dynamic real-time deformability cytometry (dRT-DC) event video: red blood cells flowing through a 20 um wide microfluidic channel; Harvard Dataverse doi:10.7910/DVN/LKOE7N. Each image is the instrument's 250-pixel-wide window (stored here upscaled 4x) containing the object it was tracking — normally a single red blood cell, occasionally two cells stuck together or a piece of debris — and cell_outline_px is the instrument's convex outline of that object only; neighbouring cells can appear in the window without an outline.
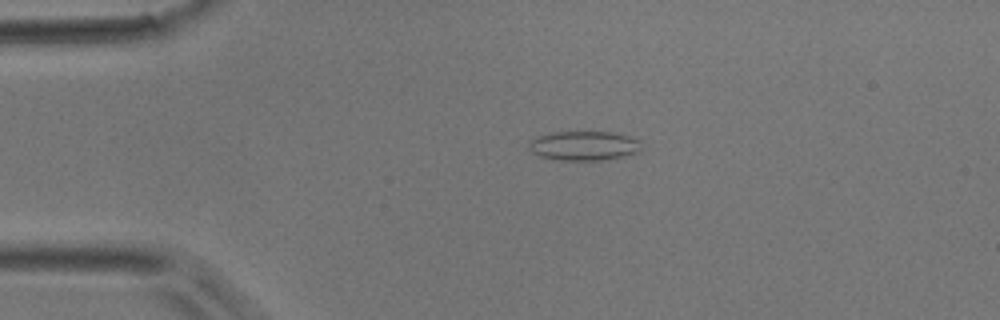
{"species": "common noctule bat (a hibernating species)", "species_latin": "Nyctalus noctula", "temperature_condition": "room temperature", "stored_images_in_passage": 36, "camera_frame_rate_fps": 3000, "um_per_image_px": 0.085, "animal": {"sex": "male", "body_mass_g": 17.9}, "frame": {"image": 1, "passage_image": 1, "time_ms": 0.0, "image_size_px": [1000, 320], "cell_outline_px": [[640, 152], [604, 160], [564, 160], [540, 156], [532, 152], [528, 148], [528, 140], [552, 132], [612, 132], [628, 136], [640, 140]], "centroid_in_image_um": [49.63, 12.38], "position_along_channel_um": 35.4, "area_um2": 19.19}}
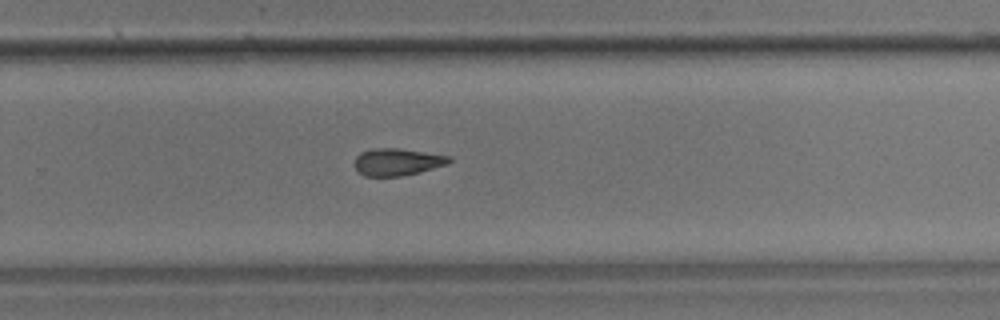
{"frame": {"image": 2, "passage_image": 21, "time_ms": 6.667, "image_size_px": [1000, 320], "cell_outline_px": [[452, 160], [448, 164], [420, 172], [400, 176], [364, 176], [356, 168], [356, 156], [360, 152], [372, 148], [400, 148], [452, 156]], "centroid_in_image_um": [33.81, 13.75], "position_along_channel_um": 296.0, "area_um2": 15.03}}
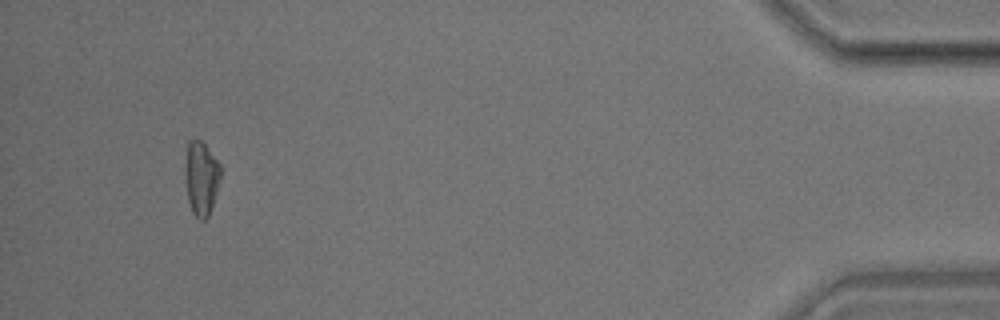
{"frame": {"image": 3, "passage_image": 34, "time_ms": 11.0, "image_size_px": [1000, 320], "cell_outline_px": [[220, 180], [208, 216], [204, 220], [200, 220], [192, 212], [188, 200], [184, 176], [184, 164], [188, 140], [200, 140], [204, 144], [220, 164]], "centroid_in_image_um": [17.07, 15.13], "position_along_channel_um": 418.1, "area_um2": 15.26}}